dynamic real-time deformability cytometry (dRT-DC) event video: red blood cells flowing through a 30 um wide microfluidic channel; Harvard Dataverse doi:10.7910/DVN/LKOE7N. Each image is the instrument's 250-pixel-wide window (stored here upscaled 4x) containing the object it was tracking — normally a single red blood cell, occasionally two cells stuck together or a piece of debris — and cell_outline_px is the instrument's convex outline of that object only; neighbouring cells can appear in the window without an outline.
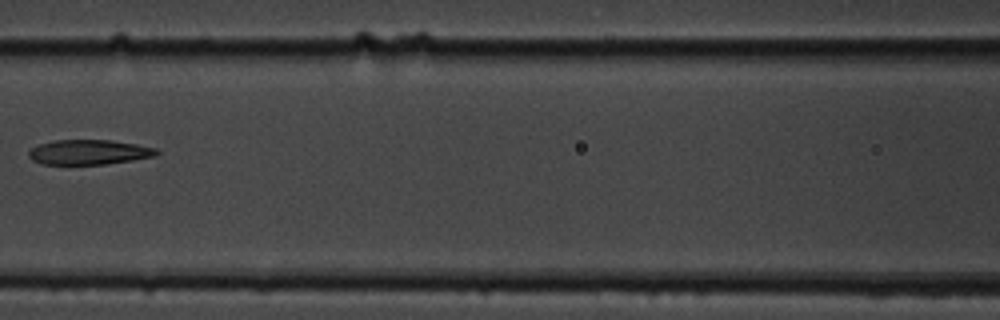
{"species": "common noctule bat (a hibernating species)", "species_latin": "Nyctalus noctula", "temperature_condition": "cold", "stored_images_in_passage": 8, "camera_frame_rate_fps": 3000, "um_per_image_px": 0.085, "animal": {"sex": "male", "body_mass_g": 19.5, "forearm_length_mm": 54.6}, "frame": {"image": 1, "passage_image": 5, "time_ms": 4.667, "image_size_px": [1000, 320], "cell_outline_px": [[160, 152], [156, 156], [132, 160], [104, 164], [44, 164], [32, 160], [28, 156], [28, 152], [32, 148], [40, 144], [56, 140], [112, 140], [136, 144], [156, 148]], "centroid_in_image_um": [7.58, 12.93], "position_along_channel_um": 159.0, "area_um2": 18.44}}
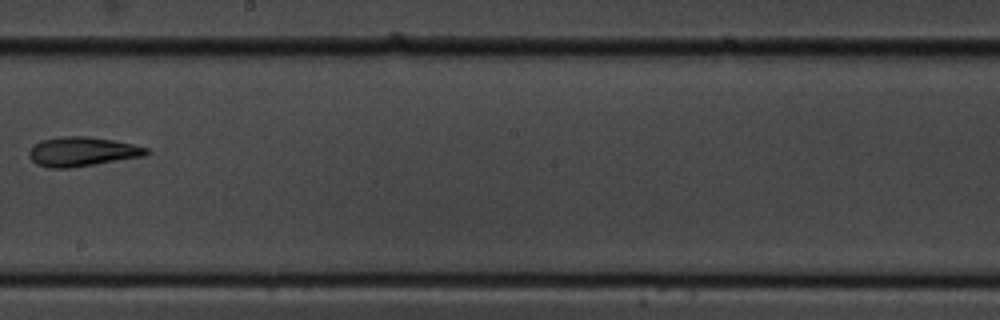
{"frame": {"image": 2, "passage_image": 7, "time_ms": 7.0, "image_size_px": [1000, 320], "cell_outline_px": [[152, 152], [144, 156], [68, 168], [48, 168], [36, 164], [28, 156], [28, 152], [32, 144], [40, 140], [60, 136], [88, 136], [112, 140], [132, 144], [148, 148]], "centroid_in_image_um": [6.93, 12.88], "position_along_channel_um": 241.3, "area_um2": 20.17}}
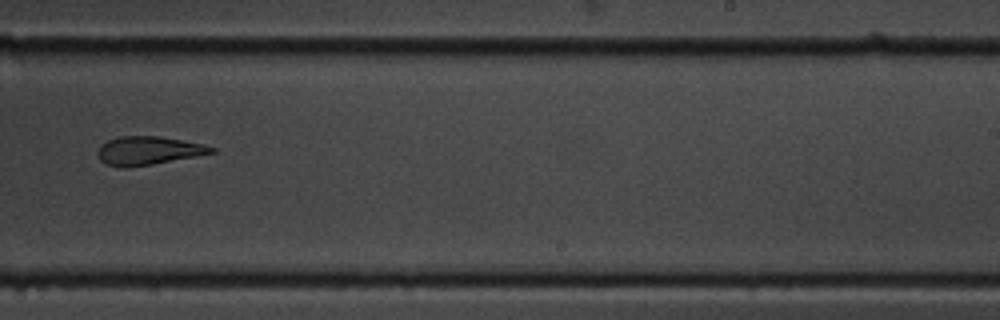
{"frame": {"image": 3, "passage_image": 8, "time_ms": 8.0, "image_size_px": [1000, 320], "cell_outline_px": [[216, 152], [196, 156], [152, 164], [128, 168], [120, 168], [104, 164], [100, 160], [96, 152], [100, 144], [108, 140], [120, 136], [160, 136], [204, 144], [216, 148]], "centroid_in_image_um": [12.56, 12.81], "position_along_channel_um": 276.4, "area_um2": 19.07}}